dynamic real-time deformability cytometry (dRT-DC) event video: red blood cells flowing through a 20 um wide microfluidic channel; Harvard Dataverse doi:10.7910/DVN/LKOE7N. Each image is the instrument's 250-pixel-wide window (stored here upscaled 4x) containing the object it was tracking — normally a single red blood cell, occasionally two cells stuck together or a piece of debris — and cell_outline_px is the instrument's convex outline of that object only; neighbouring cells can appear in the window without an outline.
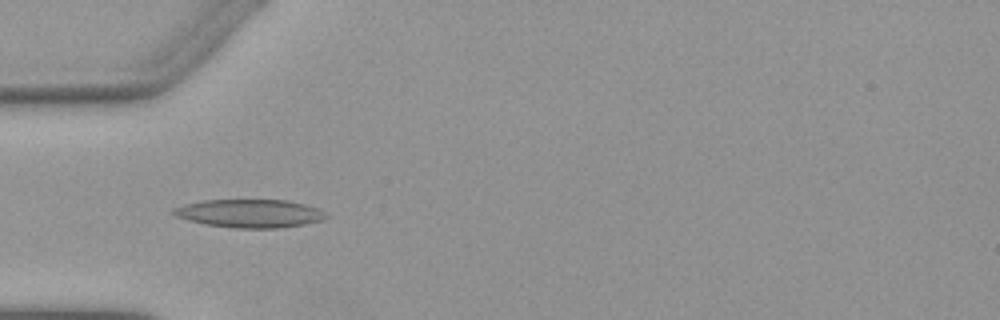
{"species": "Egyptian fruit bat (a non-hibernating species)", "species_latin": "Rousettus aegyptiacus", "temperature_condition": "warm", "stored_images_in_passage": 24, "camera_frame_rate_fps": 3000, "um_per_image_px": 0.085, "animal": {"sex": "female"}, "frame": {"image": 1, "passage_image": 2, "time_ms": 0.333, "image_size_px": [1000, 320], "cell_outline_px": [[328, 216], [320, 220], [304, 224], [280, 228], [232, 228], [204, 224], [188, 220], [176, 216], [172, 212], [172, 208], [184, 204], [204, 200], [288, 200], [320, 208]], "centroid_in_image_um": [21.21, 18.14], "position_along_channel_um": 63.8, "area_um2": 25.14}}
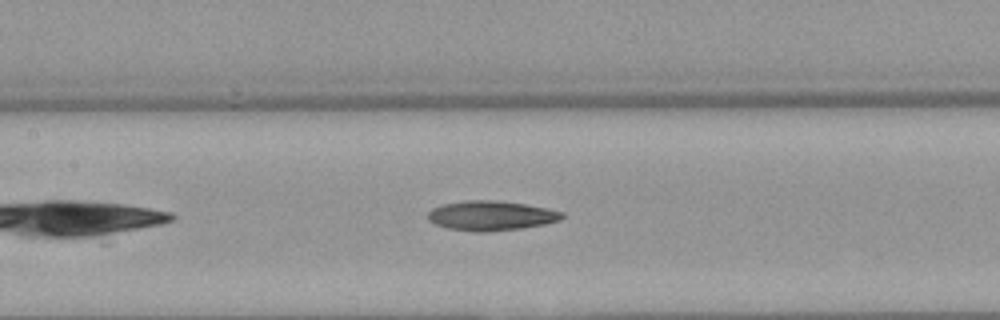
{"frame": {"image": 2, "passage_image": 10, "time_ms": 3.0, "image_size_px": [1000, 320], "cell_outline_px": [[564, 216], [560, 220], [544, 224], [524, 228], [488, 232], [472, 232], [448, 228], [436, 224], [428, 220], [428, 212], [432, 208], [444, 204], [464, 200], [496, 200], [528, 204], [548, 208], [564, 212]], "centroid_in_image_um": [41.76, 18.33], "position_along_channel_um": 165.6, "area_um2": 23.47}}
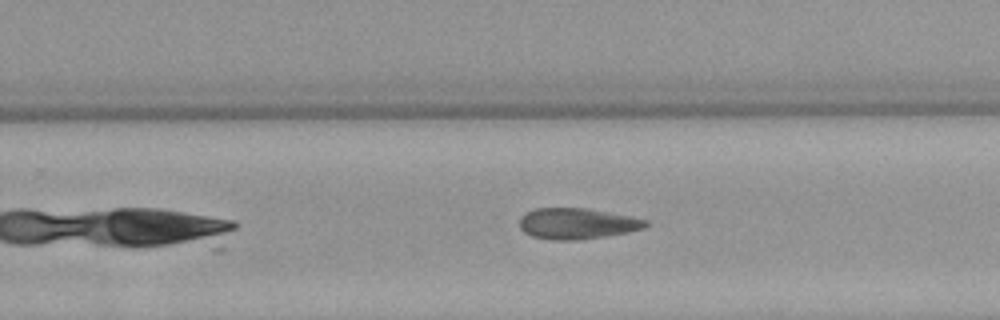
{"frame": {"image": 3, "passage_image": 19, "time_ms": 6.0, "image_size_px": [1000, 320], "cell_outline_px": [[648, 224], [644, 228], [628, 232], [604, 236], [576, 240], [552, 240], [532, 236], [524, 232], [520, 228], [520, 216], [524, 212], [532, 208], [588, 208], [632, 216], [648, 220]], "centroid_in_image_um": [49.03, 18.99], "position_along_channel_um": 280.8, "area_um2": 22.95}}